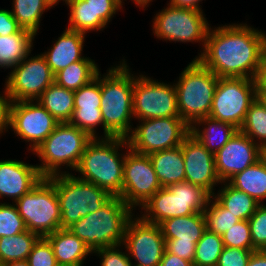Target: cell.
<instances>
[{"mask_svg": "<svg viewBox=\"0 0 266 266\" xmlns=\"http://www.w3.org/2000/svg\"><path fill=\"white\" fill-rule=\"evenodd\" d=\"M255 100V79L219 78L209 116L227 122L239 130L244 123L250 105Z\"/></svg>", "mask_w": 266, "mask_h": 266, "instance_id": "8fae6325", "label": "cell"}, {"mask_svg": "<svg viewBox=\"0 0 266 266\" xmlns=\"http://www.w3.org/2000/svg\"><path fill=\"white\" fill-rule=\"evenodd\" d=\"M167 6L153 19L152 30L155 37L175 43L202 42L203 49L210 28L204 12Z\"/></svg>", "mask_w": 266, "mask_h": 266, "instance_id": "7c38bea8", "label": "cell"}, {"mask_svg": "<svg viewBox=\"0 0 266 266\" xmlns=\"http://www.w3.org/2000/svg\"><path fill=\"white\" fill-rule=\"evenodd\" d=\"M133 209L119 196H113L102 208L89 213L72 225L71 230L93 252L121 245Z\"/></svg>", "mask_w": 266, "mask_h": 266, "instance_id": "277c9868", "label": "cell"}, {"mask_svg": "<svg viewBox=\"0 0 266 266\" xmlns=\"http://www.w3.org/2000/svg\"><path fill=\"white\" fill-rule=\"evenodd\" d=\"M92 8L94 9V31H101L123 6L120 0H92Z\"/></svg>", "mask_w": 266, "mask_h": 266, "instance_id": "ab89813d", "label": "cell"}, {"mask_svg": "<svg viewBox=\"0 0 266 266\" xmlns=\"http://www.w3.org/2000/svg\"><path fill=\"white\" fill-rule=\"evenodd\" d=\"M27 230L39 237L61 229V212L54 184L43 177L27 194L14 203Z\"/></svg>", "mask_w": 266, "mask_h": 266, "instance_id": "9c48e42d", "label": "cell"}, {"mask_svg": "<svg viewBox=\"0 0 266 266\" xmlns=\"http://www.w3.org/2000/svg\"><path fill=\"white\" fill-rule=\"evenodd\" d=\"M219 78L197 59H193L181 72L174 84L179 116L191 127L197 120L207 117Z\"/></svg>", "mask_w": 266, "mask_h": 266, "instance_id": "8992f818", "label": "cell"}, {"mask_svg": "<svg viewBox=\"0 0 266 266\" xmlns=\"http://www.w3.org/2000/svg\"><path fill=\"white\" fill-rule=\"evenodd\" d=\"M138 121L126 139L129 148L140 154L176 148L190 134V126L180 116Z\"/></svg>", "mask_w": 266, "mask_h": 266, "instance_id": "30bf717a", "label": "cell"}, {"mask_svg": "<svg viewBox=\"0 0 266 266\" xmlns=\"http://www.w3.org/2000/svg\"><path fill=\"white\" fill-rule=\"evenodd\" d=\"M265 151L240 130L215 153V169L221 182H227L235 174L255 164Z\"/></svg>", "mask_w": 266, "mask_h": 266, "instance_id": "ac0fdd59", "label": "cell"}, {"mask_svg": "<svg viewBox=\"0 0 266 266\" xmlns=\"http://www.w3.org/2000/svg\"><path fill=\"white\" fill-rule=\"evenodd\" d=\"M255 80L256 90H266V47L262 53L259 71Z\"/></svg>", "mask_w": 266, "mask_h": 266, "instance_id": "681fc988", "label": "cell"}, {"mask_svg": "<svg viewBox=\"0 0 266 266\" xmlns=\"http://www.w3.org/2000/svg\"><path fill=\"white\" fill-rule=\"evenodd\" d=\"M222 184L223 187L221 186V189L212 196L238 219L249 220L260 204L247 193L236 189L228 182H222Z\"/></svg>", "mask_w": 266, "mask_h": 266, "instance_id": "f546056e", "label": "cell"}, {"mask_svg": "<svg viewBox=\"0 0 266 266\" xmlns=\"http://www.w3.org/2000/svg\"><path fill=\"white\" fill-rule=\"evenodd\" d=\"M256 99L266 107V90H256Z\"/></svg>", "mask_w": 266, "mask_h": 266, "instance_id": "f5cc1de1", "label": "cell"}, {"mask_svg": "<svg viewBox=\"0 0 266 266\" xmlns=\"http://www.w3.org/2000/svg\"><path fill=\"white\" fill-rule=\"evenodd\" d=\"M158 266H193L192 262L180 258L175 254L168 253L166 250Z\"/></svg>", "mask_w": 266, "mask_h": 266, "instance_id": "c3c4849f", "label": "cell"}, {"mask_svg": "<svg viewBox=\"0 0 266 266\" xmlns=\"http://www.w3.org/2000/svg\"><path fill=\"white\" fill-rule=\"evenodd\" d=\"M22 28L8 9H0V36L18 33Z\"/></svg>", "mask_w": 266, "mask_h": 266, "instance_id": "bcb514c9", "label": "cell"}, {"mask_svg": "<svg viewBox=\"0 0 266 266\" xmlns=\"http://www.w3.org/2000/svg\"><path fill=\"white\" fill-rule=\"evenodd\" d=\"M149 158L162 187L185 181L182 145L154 152Z\"/></svg>", "mask_w": 266, "mask_h": 266, "instance_id": "d4e9b609", "label": "cell"}, {"mask_svg": "<svg viewBox=\"0 0 266 266\" xmlns=\"http://www.w3.org/2000/svg\"><path fill=\"white\" fill-rule=\"evenodd\" d=\"M43 178L37 165L14 160L0 161V199L12 198L15 203Z\"/></svg>", "mask_w": 266, "mask_h": 266, "instance_id": "44dd1931", "label": "cell"}, {"mask_svg": "<svg viewBox=\"0 0 266 266\" xmlns=\"http://www.w3.org/2000/svg\"><path fill=\"white\" fill-rule=\"evenodd\" d=\"M139 76V77H138ZM134 76L133 117L137 120L179 116L175 85Z\"/></svg>", "mask_w": 266, "mask_h": 266, "instance_id": "4fadbf2b", "label": "cell"}, {"mask_svg": "<svg viewBox=\"0 0 266 266\" xmlns=\"http://www.w3.org/2000/svg\"><path fill=\"white\" fill-rule=\"evenodd\" d=\"M122 193L119 197L133 210L141 208L160 188L149 155L126 148ZM129 149V150H128Z\"/></svg>", "mask_w": 266, "mask_h": 266, "instance_id": "5bb4252c", "label": "cell"}, {"mask_svg": "<svg viewBox=\"0 0 266 266\" xmlns=\"http://www.w3.org/2000/svg\"><path fill=\"white\" fill-rule=\"evenodd\" d=\"M92 138L69 122L59 123L54 131L33 152L42 164L37 165L43 177L69 173L63 166L76 170L86 145ZM62 166V167H61Z\"/></svg>", "mask_w": 266, "mask_h": 266, "instance_id": "5b68a950", "label": "cell"}, {"mask_svg": "<svg viewBox=\"0 0 266 266\" xmlns=\"http://www.w3.org/2000/svg\"><path fill=\"white\" fill-rule=\"evenodd\" d=\"M215 28L210 26L205 46L195 59L218 78L256 79L266 33L246 23Z\"/></svg>", "mask_w": 266, "mask_h": 266, "instance_id": "6da1fadb", "label": "cell"}, {"mask_svg": "<svg viewBox=\"0 0 266 266\" xmlns=\"http://www.w3.org/2000/svg\"><path fill=\"white\" fill-rule=\"evenodd\" d=\"M122 61V62H121ZM112 66L101 77V104L104 135L100 138L124 137L132 131L133 87L132 74L125 59Z\"/></svg>", "mask_w": 266, "mask_h": 266, "instance_id": "7a4b0ae2", "label": "cell"}, {"mask_svg": "<svg viewBox=\"0 0 266 266\" xmlns=\"http://www.w3.org/2000/svg\"><path fill=\"white\" fill-rule=\"evenodd\" d=\"M3 266H29L27 260H18L14 262L4 263Z\"/></svg>", "mask_w": 266, "mask_h": 266, "instance_id": "11a10c76", "label": "cell"}, {"mask_svg": "<svg viewBox=\"0 0 266 266\" xmlns=\"http://www.w3.org/2000/svg\"><path fill=\"white\" fill-rule=\"evenodd\" d=\"M224 249L222 236L205 230L200 240L196 243L193 266L217 265L219 256Z\"/></svg>", "mask_w": 266, "mask_h": 266, "instance_id": "e575fe53", "label": "cell"}, {"mask_svg": "<svg viewBox=\"0 0 266 266\" xmlns=\"http://www.w3.org/2000/svg\"><path fill=\"white\" fill-rule=\"evenodd\" d=\"M201 125L203 129H200ZM237 130V128L227 122H222L207 116L197 120L190 127V134L209 152L215 155Z\"/></svg>", "mask_w": 266, "mask_h": 266, "instance_id": "cb8c5ba5", "label": "cell"}, {"mask_svg": "<svg viewBox=\"0 0 266 266\" xmlns=\"http://www.w3.org/2000/svg\"><path fill=\"white\" fill-rule=\"evenodd\" d=\"M196 244L193 241H178L175 239H165V250L175 254L182 259L193 262Z\"/></svg>", "mask_w": 266, "mask_h": 266, "instance_id": "f6af8a7d", "label": "cell"}, {"mask_svg": "<svg viewBox=\"0 0 266 266\" xmlns=\"http://www.w3.org/2000/svg\"><path fill=\"white\" fill-rule=\"evenodd\" d=\"M58 122H69L74 112V91L52 83L36 100Z\"/></svg>", "mask_w": 266, "mask_h": 266, "instance_id": "f1b7e54d", "label": "cell"}, {"mask_svg": "<svg viewBox=\"0 0 266 266\" xmlns=\"http://www.w3.org/2000/svg\"><path fill=\"white\" fill-rule=\"evenodd\" d=\"M101 72L91 82L74 91V112L70 124L84 130L92 139L100 138L96 128L104 124L101 104Z\"/></svg>", "mask_w": 266, "mask_h": 266, "instance_id": "ffe728a7", "label": "cell"}, {"mask_svg": "<svg viewBox=\"0 0 266 266\" xmlns=\"http://www.w3.org/2000/svg\"><path fill=\"white\" fill-rule=\"evenodd\" d=\"M48 1V3L52 6V7H54L56 4H59V2L61 1V0H47ZM62 1H65V4H66V2H67V0H62Z\"/></svg>", "mask_w": 266, "mask_h": 266, "instance_id": "9f6ffc18", "label": "cell"}, {"mask_svg": "<svg viewBox=\"0 0 266 266\" xmlns=\"http://www.w3.org/2000/svg\"><path fill=\"white\" fill-rule=\"evenodd\" d=\"M11 13L22 29L35 36L40 27L42 14L52 6L47 0H13Z\"/></svg>", "mask_w": 266, "mask_h": 266, "instance_id": "1f68e13d", "label": "cell"}, {"mask_svg": "<svg viewBox=\"0 0 266 266\" xmlns=\"http://www.w3.org/2000/svg\"><path fill=\"white\" fill-rule=\"evenodd\" d=\"M85 34L66 28L48 51L41 53L55 75L71 63L81 61Z\"/></svg>", "mask_w": 266, "mask_h": 266, "instance_id": "7402d4cb", "label": "cell"}, {"mask_svg": "<svg viewBox=\"0 0 266 266\" xmlns=\"http://www.w3.org/2000/svg\"><path fill=\"white\" fill-rule=\"evenodd\" d=\"M159 226L164 239L178 238V241H193L196 244L206 230V221L203 213H194L166 219Z\"/></svg>", "mask_w": 266, "mask_h": 266, "instance_id": "484cf974", "label": "cell"}, {"mask_svg": "<svg viewBox=\"0 0 266 266\" xmlns=\"http://www.w3.org/2000/svg\"><path fill=\"white\" fill-rule=\"evenodd\" d=\"M58 122L41 104L34 101L12 102L10 127L17 137L29 143L32 153L54 131Z\"/></svg>", "mask_w": 266, "mask_h": 266, "instance_id": "2e32d148", "label": "cell"}, {"mask_svg": "<svg viewBox=\"0 0 266 266\" xmlns=\"http://www.w3.org/2000/svg\"><path fill=\"white\" fill-rule=\"evenodd\" d=\"M222 241L224 247H235L257 251L252 244L248 220H241L226 231L222 236Z\"/></svg>", "mask_w": 266, "mask_h": 266, "instance_id": "f35d334b", "label": "cell"}, {"mask_svg": "<svg viewBox=\"0 0 266 266\" xmlns=\"http://www.w3.org/2000/svg\"><path fill=\"white\" fill-rule=\"evenodd\" d=\"M206 229L219 236L241 221L226 210L213 196H210L205 210L203 211Z\"/></svg>", "mask_w": 266, "mask_h": 266, "instance_id": "d590c367", "label": "cell"}, {"mask_svg": "<svg viewBox=\"0 0 266 266\" xmlns=\"http://www.w3.org/2000/svg\"><path fill=\"white\" fill-rule=\"evenodd\" d=\"M253 252L247 249L224 247L217 266H247Z\"/></svg>", "mask_w": 266, "mask_h": 266, "instance_id": "ee69618b", "label": "cell"}, {"mask_svg": "<svg viewBox=\"0 0 266 266\" xmlns=\"http://www.w3.org/2000/svg\"><path fill=\"white\" fill-rule=\"evenodd\" d=\"M133 1V3L135 2L136 6H140L139 8H146L147 6H149L150 2H152V0H131ZM121 5H123V0H120Z\"/></svg>", "mask_w": 266, "mask_h": 266, "instance_id": "db71d44e", "label": "cell"}, {"mask_svg": "<svg viewBox=\"0 0 266 266\" xmlns=\"http://www.w3.org/2000/svg\"><path fill=\"white\" fill-rule=\"evenodd\" d=\"M27 230L14 203L0 202V237L13 236Z\"/></svg>", "mask_w": 266, "mask_h": 266, "instance_id": "74e56055", "label": "cell"}, {"mask_svg": "<svg viewBox=\"0 0 266 266\" xmlns=\"http://www.w3.org/2000/svg\"><path fill=\"white\" fill-rule=\"evenodd\" d=\"M55 186L61 212V228L69 229L82 217L102 208L113 196L72 173L47 177Z\"/></svg>", "mask_w": 266, "mask_h": 266, "instance_id": "52a82bcc", "label": "cell"}, {"mask_svg": "<svg viewBox=\"0 0 266 266\" xmlns=\"http://www.w3.org/2000/svg\"><path fill=\"white\" fill-rule=\"evenodd\" d=\"M185 181L206 190L211 196L214 187L222 182L215 169V156L189 134L182 142Z\"/></svg>", "mask_w": 266, "mask_h": 266, "instance_id": "d6986e66", "label": "cell"}, {"mask_svg": "<svg viewBox=\"0 0 266 266\" xmlns=\"http://www.w3.org/2000/svg\"><path fill=\"white\" fill-rule=\"evenodd\" d=\"M98 67L93 59L85 57L83 60L71 63L65 69L57 72L54 76V82L66 89L78 90L96 78L100 72Z\"/></svg>", "mask_w": 266, "mask_h": 266, "instance_id": "4dcf8cb0", "label": "cell"}, {"mask_svg": "<svg viewBox=\"0 0 266 266\" xmlns=\"http://www.w3.org/2000/svg\"><path fill=\"white\" fill-rule=\"evenodd\" d=\"M122 245L136 261L133 266H158L165 252V239L157 224L132 217L127 224Z\"/></svg>", "mask_w": 266, "mask_h": 266, "instance_id": "e0dca14e", "label": "cell"}, {"mask_svg": "<svg viewBox=\"0 0 266 266\" xmlns=\"http://www.w3.org/2000/svg\"><path fill=\"white\" fill-rule=\"evenodd\" d=\"M121 247H123L122 244L100 248L93 251V253L97 254V256L101 259V266H133V262H131L126 250L125 252H122Z\"/></svg>", "mask_w": 266, "mask_h": 266, "instance_id": "7bdbcfd3", "label": "cell"}, {"mask_svg": "<svg viewBox=\"0 0 266 266\" xmlns=\"http://www.w3.org/2000/svg\"><path fill=\"white\" fill-rule=\"evenodd\" d=\"M203 0H170L167 5L175 8L194 9L197 11H203L200 7V2ZM200 5V6H199Z\"/></svg>", "mask_w": 266, "mask_h": 266, "instance_id": "f907efd6", "label": "cell"}, {"mask_svg": "<svg viewBox=\"0 0 266 266\" xmlns=\"http://www.w3.org/2000/svg\"><path fill=\"white\" fill-rule=\"evenodd\" d=\"M247 266H266V250L254 251Z\"/></svg>", "mask_w": 266, "mask_h": 266, "instance_id": "816d5d0a", "label": "cell"}, {"mask_svg": "<svg viewBox=\"0 0 266 266\" xmlns=\"http://www.w3.org/2000/svg\"><path fill=\"white\" fill-rule=\"evenodd\" d=\"M129 147L124 137L94 138L82 154L76 172L77 178L105 189L112 196L122 193L125 154L119 153ZM120 148H122L120 150Z\"/></svg>", "mask_w": 266, "mask_h": 266, "instance_id": "3957f363", "label": "cell"}, {"mask_svg": "<svg viewBox=\"0 0 266 266\" xmlns=\"http://www.w3.org/2000/svg\"><path fill=\"white\" fill-rule=\"evenodd\" d=\"M239 130L266 151V107L257 99L250 105Z\"/></svg>", "mask_w": 266, "mask_h": 266, "instance_id": "836d02e7", "label": "cell"}, {"mask_svg": "<svg viewBox=\"0 0 266 266\" xmlns=\"http://www.w3.org/2000/svg\"><path fill=\"white\" fill-rule=\"evenodd\" d=\"M210 194L202 187L189 182H179L160 188L140 209V217L149 223L159 225L172 217L203 213Z\"/></svg>", "mask_w": 266, "mask_h": 266, "instance_id": "ba28073f", "label": "cell"}, {"mask_svg": "<svg viewBox=\"0 0 266 266\" xmlns=\"http://www.w3.org/2000/svg\"><path fill=\"white\" fill-rule=\"evenodd\" d=\"M3 94L2 96L0 94V136L10 129V110L13 102L7 94L6 88Z\"/></svg>", "mask_w": 266, "mask_h": 266, "instance_id": "7dc6e473", "label": "cell"}, {"mask_svg": "<svg viewBox=\"0 0 266 266\" xmlns=\"http://www.w3.org/2000/svg\"><path fill=\"white\" fill-rule=\"evenodd\" d=\"M52 245L59 266H84L90 248L69 229H58L46 236Z\"/></svg>", "mask_w": 266, "mask_h": 266, "instance_id": "603a6c76", "label": "cell"}, {"mask_svg": "<svg viewBox=\"0 0 266 266\" xmlns=\"http://www.w3.org/2000/svg\"><path fill=\"white\" fill-rule=\"evenodd\" d=\"M248 222L253 247L256 250H266V205L260 204Z\"/></svg>", "mask_w": 266, "mask_h": 266, "instance_id": "b9f144b4", "label": "cell"}, {"mask_svg": "<svg viewBox=\"0 0 266 266\" xmlns=\"http://www.w3.org/2000/svg\"><path fill=\"white\" fill-rule=\"evenodd\" d=\"M35 35L25 29L8 36H0V67L12 69L20 64L33 49Z\"/></svg>", "mask_w": 266, "mask_h": 266, "instance_id": "83f0119b", "label": "cell"}, {"mask_svg": "<svg viewBox=\"0 0 266 266\" xmlns=\"http://www.w3.org/2000/svg\"><path fill=\"white\" fill-rule=\"evenodd\" d=\"M29 266H58L51 243L46 237H39L26 259Z\"/></svg>", "mask_w": 266, "mask_h": 266, "instance_id": "60d3db41", "label": "cell"}, {"mask_svg": "<svg viewBox=\"0 0 266 266\" xmlns=\"http://www.w3.org/2000/svg\"><path fill=\"white\" fill-rule=\"evenodd\" d=\"M70 8L68 29L86 34L94 31V9L92 0H67Z\"/></svg>", "mask_w": 266, "mask_h": 266, "instance_id": "8d00e7d4", "label": "cell"}, {"mask_svg": "<svg viewBox=\"0 0 266 266\" xmlns=\"http://www.w3.org/2000/svg\"><path fill=\"white\" fill-rule=\"evenodd\" d=\"M231 186L241 190L255 199L259 204L266 200V156L227 181Z\"/></svg>", "mask_w": 266, "mask_h": 266, "instance_id": "4316f807", "label": "cell"}, {"mask_svg": "<svg viewBox=\"0 0 266 266\" xmlns=\"http://www.w3.org/2000/svg\"><path fill=\"white\" fill-rule=\"evenodd\" d=\"M12 68L5 86L13 102L34 101L54 83V74L42 54L29 57Z\"/></svg>", "mask_w": 266, "mask_h": 266, "instance_id": "9a60e30c", "label": "cell"}, {"mask_svg": "<svg viewBox=\"0 0 266 266\" xmlns=\"http://www.w3.org/2000/svg\"><path fill=\"white\" fill-rule=\"evenodd\" d=\"M39 236L29 230L13 236L0 237V262L2 264L26 260Z\"/></svg>", "mask_w": 266, "mask_h": 266, "instance_id": "d6a6232c", "label": "cell"}]
</instances>
